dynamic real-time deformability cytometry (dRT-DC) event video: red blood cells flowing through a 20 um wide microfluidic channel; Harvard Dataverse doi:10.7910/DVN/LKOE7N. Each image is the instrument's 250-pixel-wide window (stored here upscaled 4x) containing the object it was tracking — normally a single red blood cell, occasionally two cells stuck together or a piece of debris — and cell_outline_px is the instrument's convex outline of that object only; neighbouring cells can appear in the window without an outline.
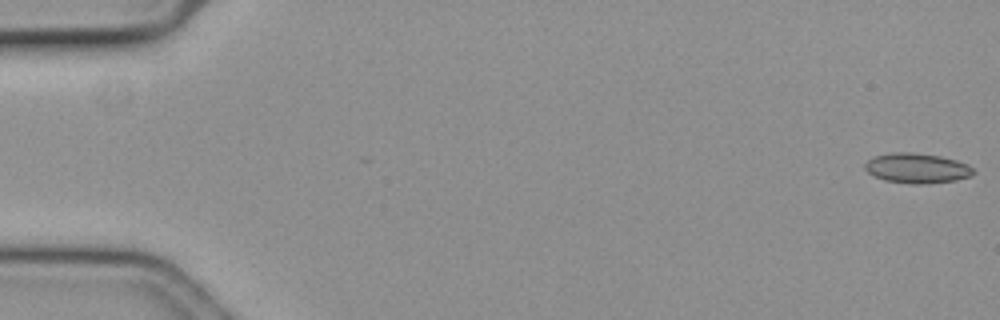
{"species": "common noctule bat (a hibernating species)", "species_latin": "Nyctalus noctula", "temperature_condition": "cold", "stored_images_in_passage": 59, "camera_frame_rate_fps": 3000, "um_per_image_px": 0.085, "animal": {"sex": "female", "body_mass_g": 19.3, "forearm_length_mm": 54.1}, "frame": {"image": 1, "passage_image": 1, "time_ms": 0.0, "image_size_px": [1000, 320], "cell_outline_px": [[976, 172], [968, 176], [956, 180], [924, 184], [912, 184], [884, 180], [868, 172], [864, 168], [864, 164], [868, 160], [876, 156], [892, 152], [912, 152], [940, 156], [956, 160], [968, 164]], "centroid_in_image_um": [77.94, 14.29], "position_along_channel_um": 7.1, "area_um2": 18.84}}
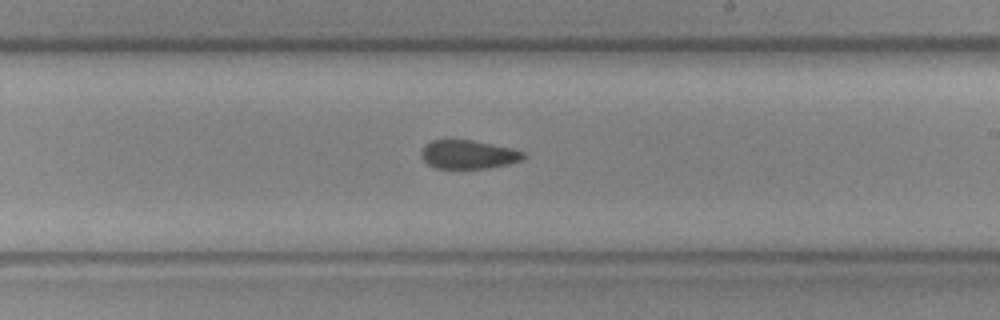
{"frame": {"image": 2, "passage_image": 35, "time_ms": 11.333, "image_size_px": [1000, 320], "cell_outline_px": [[524, 156], [520, 160], [508, 164], [484, 168], [436, 168], [428, 164], [420, 156], [420, 152], [432, 140], [472, 140], [508, 148], [524, 152]], "centroid_in_image_um": [39.76, 13.13], "position_along_channel_um": 249.2, "area_um2": 16.59}}
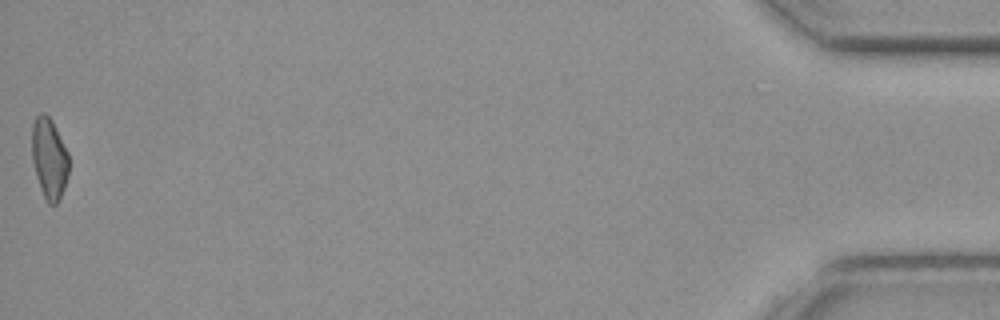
{"frame": {"image": 3, "passage_image": 59, "time_ms": 19.333, "image_size_px": [1000, 320], "cell_outline_px": [[68, 176], [64, 188], [56, 204], [48, 204], [40, 188], [36, 176], [32, 160], [32, 124], [36, 116], [40, 112], [44, 112], [52, 120], [68, 152]], "centroid_in_image_um": [4.17, 13.44], "position_along_channel_um": 431.0, "area_um2": 17.4}, "authors_computed_cell_mechanics": {"area_um2": 18.207, "velocity_mm_per_s": 3.5655, "shape_relaxation_time_tau1_ms": null, "shape_relaxation_time_tau2_ms": 7.5668, "deformation_change_tau1": null, "deformation_change_tau2": 0.1283}}